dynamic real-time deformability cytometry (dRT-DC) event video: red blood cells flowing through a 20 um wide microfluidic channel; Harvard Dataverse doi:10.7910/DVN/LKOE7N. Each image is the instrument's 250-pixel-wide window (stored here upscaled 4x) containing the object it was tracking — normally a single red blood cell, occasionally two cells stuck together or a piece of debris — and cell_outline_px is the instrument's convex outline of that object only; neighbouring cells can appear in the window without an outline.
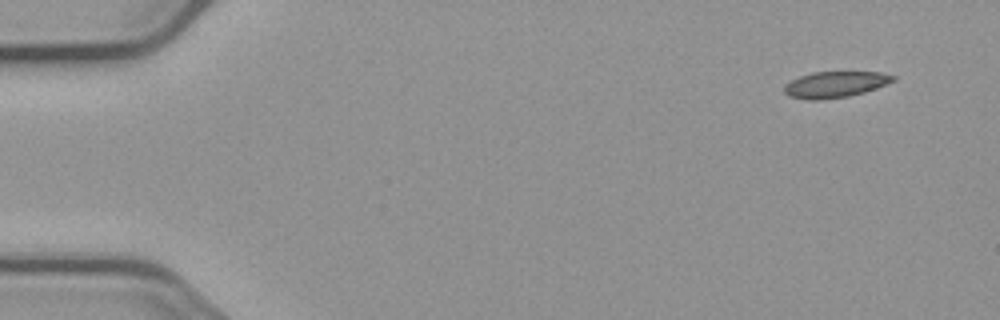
{"species": "common noctule bat (a hibernating species)", "species_latin": "Nyctalus noctula", "temperature_condition": "cold", "stored_images_in_passage": 4, "camera_frame_rate_fps": 3000, "um_per_image_px": 0.085, "animal": {"sex": "male", "body_mass_g": 23.1, "forearm_length_mm": 52.7}, "frame": {"image": 1, "passage_image": 1, "time_ms": 0.0, "image_size_px": [1000, 320], "cell_outline_px": [[896, 80], [876, 88], [864, 92], [848, 96], [824, 100], [804, 100], [788, 96], [784, 92], [784, 88], [792, 80], [800, 76], [812, 72], [880, 72], [896, 76]], "centroid_in_image_um": [70.99, 7.19], "position_along_channel_um": 14.0, "area_um2": 16.59}}
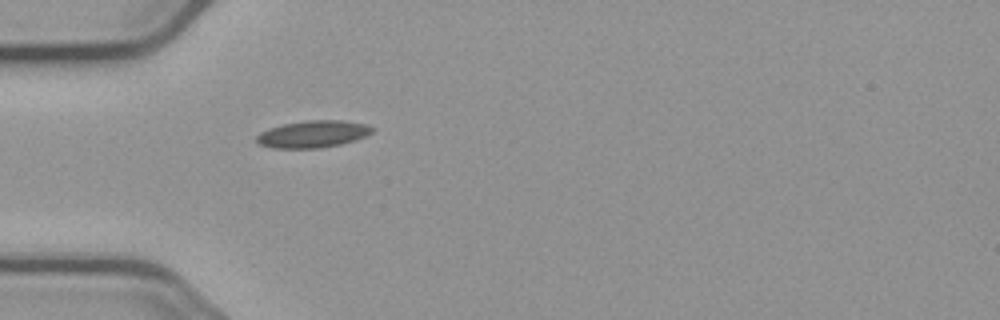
{"frame": {"image": 2, "passage_image": 4, "time_ms": 4.333, "image_size_px": [1000, 320], "cell_outline_px": [[372, 132], [356, 140], [340, 144], [320, 148], [272, 148], [260, 144], [256, 140], [256, 136], [260, 132], [268, 128], [284, 124], [308, 120], [340, 120], [364, 124], [372, 128]], "centroid_in_image_um": [26.55, 11.4], "position_along_channel_um": 58.4, "area_um2": 18.03}}